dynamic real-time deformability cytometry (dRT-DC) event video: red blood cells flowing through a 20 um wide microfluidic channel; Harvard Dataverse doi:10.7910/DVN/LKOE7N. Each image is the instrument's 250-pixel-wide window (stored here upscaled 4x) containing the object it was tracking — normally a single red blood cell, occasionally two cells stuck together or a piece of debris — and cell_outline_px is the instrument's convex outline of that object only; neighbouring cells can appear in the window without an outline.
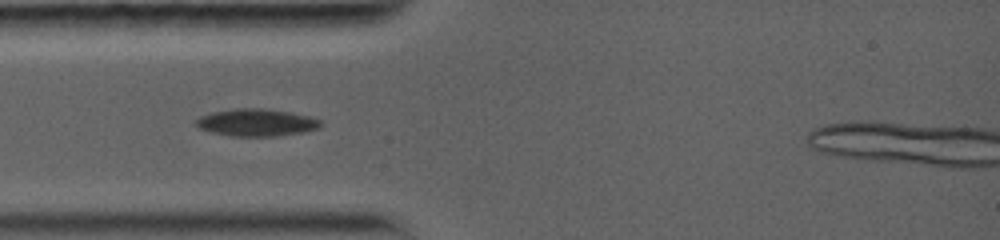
{"species": "common noctule bat (a hibernating species)", "species_latin": "Nyctalus noctula", "temperature_condition": "warm", "stored_images_in_passage": 3, "camera_frame_rate_fps": 5000, "um_per_image_px": 0.085, "animal": {"sex": "female", "body_mass_g": 19.0, "forearm_length_mm": 56.7}, "frame": {"image": 1, "passage_image": 2, "time_ms": 1.0, "image_size_px": [1000, 240], "cell_outline_px": [[324, 124], [320, 128], [304, 132], [276, 136], [232, 136], [212, 132], [196, 128], [196, 120], [200, 116], [212, 112], [236, 108], [264, 108], [292, 112], [308, 116], [320, 120]], "centroid_in_image_um": [21.82, 10.41], "position_along_channel_um": 63.2, "area_um2": 20.0}}
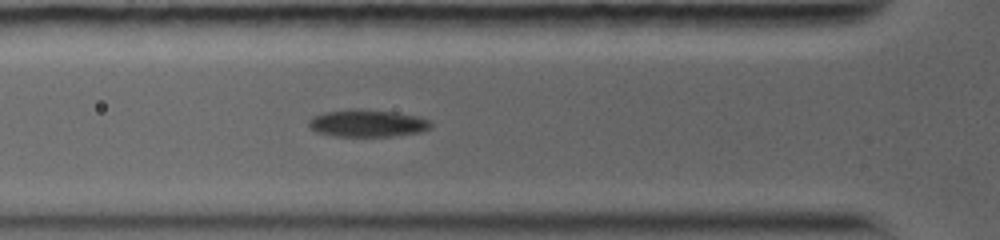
{"frame": {"image": 2, "passage_image": 3, "time_ms": 1.8, "image_size_px": [1000, 240], "cell_outline_px": [[432, 128], [420, 132], [392, 136], [332, 136], [316, 132], [308, 128], [308, 120], [312, 116], [324, 112], [352, 108], [360, 108], [396, 112], [416, 116], [428, 120], [432, 124]], "centroid_in_image_um": [31.17, 10.47], "position_along_channel_um": 94.6, "area_um2": 19.71}}